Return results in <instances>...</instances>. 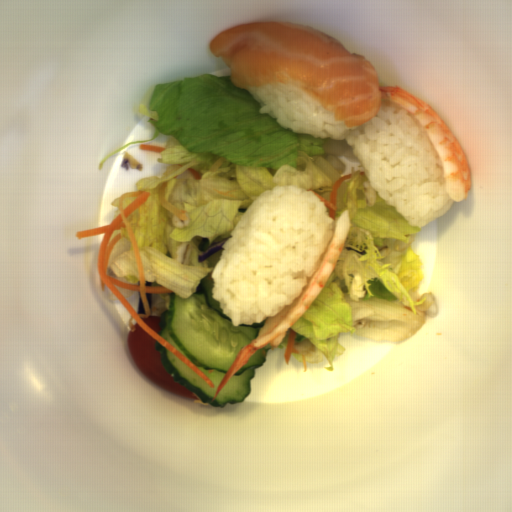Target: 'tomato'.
Segmentation results:
<instances>
[{
	"label": "tomato",
	"instance_id": "da07e99c",
	"mask_svg": "<svg viewBox=\"0 0 512 512\" xmlns=\"http://www.w3.org/2000/svg\"><path fill=\"white\" fill-rule=\"evenodd\" d=\"M142 319L155 333L160 335L159 329L161 316L149 315V317Z\"/></svg>",
	"mask_w": 512,
	"mask_h": 512
},
{
	"label": "tomato",
	"instance_id": "512abeb7",
	"mask_svg": "<svg viewBox=\"0 0 512 512\" xmlns=\"http://www.w3.org/2000/svg\"><path fill=\"white\" fill-rule=\"evenodd\" d=\"M135 331L129 332L127 345L129 355L141 374L163 390L183 398L200 399L194 393L178 384L166 371L160 361V353L152 338L137 322Z\"/></svg>",
	"mask_w": 512,
	"mask_h": 512
}]
</instances>
